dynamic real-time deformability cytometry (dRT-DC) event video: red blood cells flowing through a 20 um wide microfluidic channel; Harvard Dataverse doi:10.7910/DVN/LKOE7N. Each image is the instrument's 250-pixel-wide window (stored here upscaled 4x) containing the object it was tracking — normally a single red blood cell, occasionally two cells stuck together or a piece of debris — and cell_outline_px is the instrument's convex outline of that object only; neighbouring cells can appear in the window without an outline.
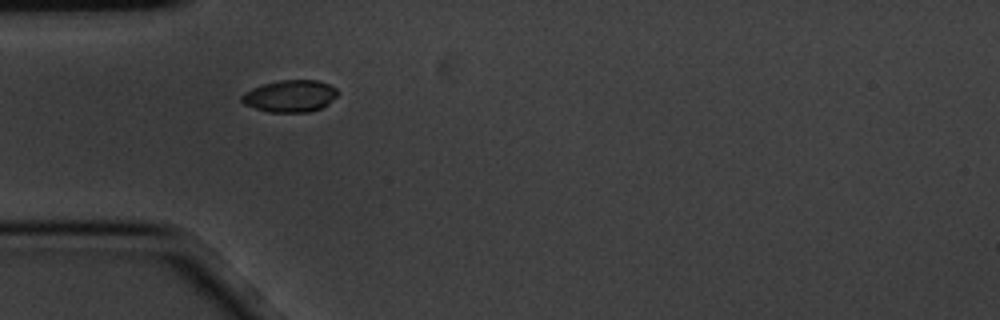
{"species": "common noctule bat (a hibernating species)", "species_latin": "Nyctalus noctula", "temperature_condition": "cold", "stored_images_in_passage": 2, "camera_frame_rate_fps": 3000, "um_per_image_px": 0.085, "animal": {"sex": "male", "body_mass_g": 20.1, "forearm_length_mm": 53.5}, "frame": {"image": 1, "passage_image": 1, "time_ms": 0.0, "image_size_px": [1000, 320], "cell_outline_px": [[336, 96], [328, 104], [320, 108], [308, 112], [268, 112], [244, 104], [240, 100], [240, 96], [244, 92], [252, 88], [264, 84], [280, 80], [316, 80], [328, 84], [336, 88]], "centroid_in_image_um": [24.63, 8.16], "position_along_channel_um": 60.4, "area_um2": 17.74}}
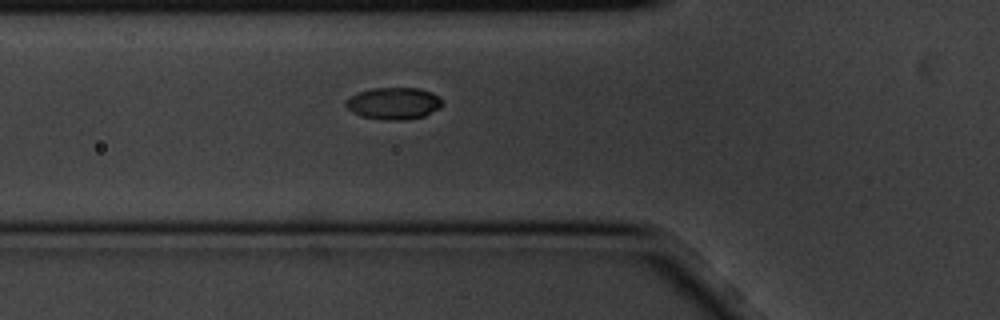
{"frame": {"image": 2, "passage_image": 2, "time_ms": 0.333, "image_size_px": [1000, 320], "cell_outline_px": [[444, 104], [440, 108], [424, 116], [360, 116], [352, 112], [344, 104], [344, 100], [360, 92], [372, 88], [416, 88], [432, 92], [440, 96], [444, 100]], "centroid_in_image_um": [33.5, 8.7], "position_along_channel_um": 92.3, "area_um2": 16.94}}